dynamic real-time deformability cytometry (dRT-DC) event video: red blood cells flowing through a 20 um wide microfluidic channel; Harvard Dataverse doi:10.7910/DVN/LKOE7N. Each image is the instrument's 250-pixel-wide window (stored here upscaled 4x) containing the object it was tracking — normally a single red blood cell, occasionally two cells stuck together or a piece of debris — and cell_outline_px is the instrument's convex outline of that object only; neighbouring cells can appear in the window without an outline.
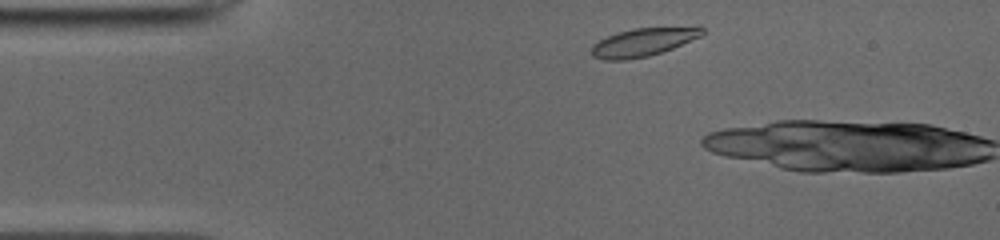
{"species": "common noctule bat (a hibernating species)", "species_latin": "Nyctalus noctula", "temperature_condition": "cold", "stored_images_in_passage": 4, "camera_frame_rate_fps": 3000, "um_per_image_px": 0.085, "animal": {"sex": "male", "body_mass_g": 19.0, "forearm_length_mm": 50.8}, "frame": {"image": 1, "passage_image": 3, "time_ms": 0.667, "image_size_px": [1000, 240], "cell_outline_px": [[704, 32], [700, 36], [672, 48], [648, 56], [628, 60], [604, 60], [592, 56], [592, 44], [616, 32], [632, 28], [700, 24], [704, 28]], "centroid_in_image_um": [54.74, 3.53], "position_along_channel_um": 30.3, "area_um2": 18.73}}